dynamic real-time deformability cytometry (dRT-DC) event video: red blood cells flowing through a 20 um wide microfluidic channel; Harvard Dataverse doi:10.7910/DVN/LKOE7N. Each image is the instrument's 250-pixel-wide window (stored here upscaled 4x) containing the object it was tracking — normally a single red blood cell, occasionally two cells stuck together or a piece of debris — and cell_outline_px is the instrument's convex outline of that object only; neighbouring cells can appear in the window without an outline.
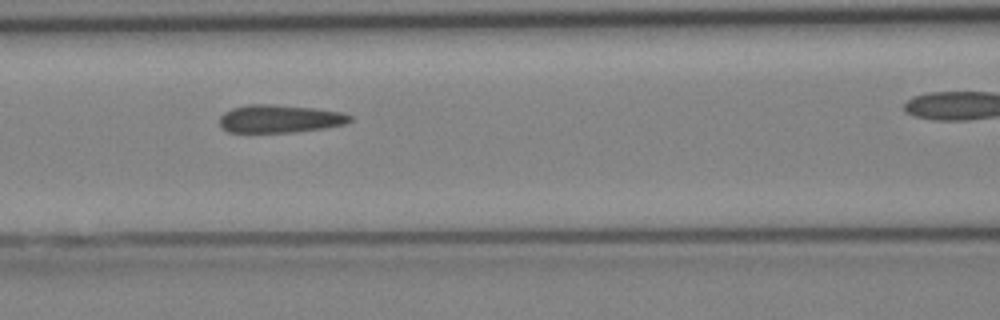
{"species": "Egyptian fruit bat (a non-hibernating species)", "species_latin": "Rousettus aegyptiacus", "temperature_condition": "cold", "stored_images_in_passage": 19, "camera_frame_rate_fps": 3000, "um_per_image_px": 0.085, "animal": {"sex": "female"}, "frame": {"image": 1, "passage_image": 6, "time_ms": 1.667, "image_size_px": [1000, 320], "cell_outline_px": [[352, 120], [348, 124], [324, 128], [296, 132], [228, 132], [220, 124], [220, 116], [224, 112], [232, 108], [248, 104], [272, 104], [312, 108], [344, 112], [352, 116]], "centroid_in_image_um": [23.82, 10.09], "position_along_channel_um": 142.8, "area_um2": 21.33}}
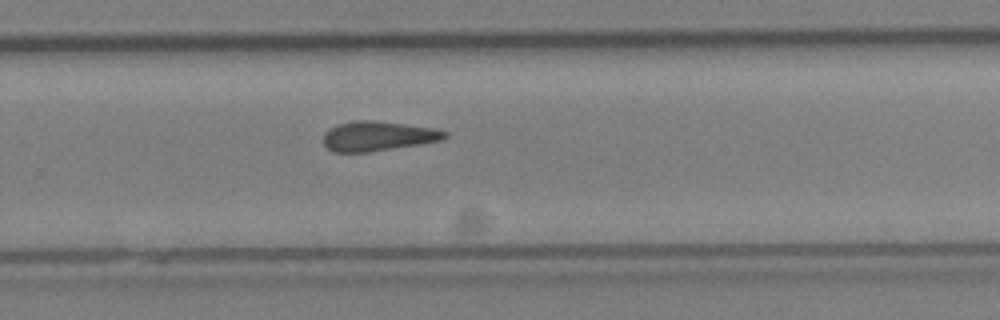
{"frame": {"image": 2, "passage_image": 14, "time_ms": 4.333, "image_size_px": [1000, 320], "cell_outline_px": [[448, 136], [444, 140], [368, 152], [332, 152], [324, 144], [324, 132], [336, 124], [356, 120], [372, 120], [432, 128], [448, 132]], "centroid_in_image_um": [32.1, 11.57], "position_along_channel_um": 297.7, "area_um2": 20.87}}
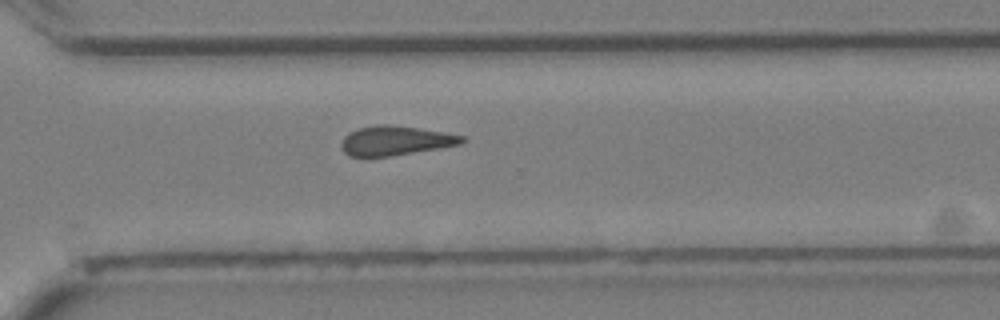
{"frame": {"image": 3, "passage_image": 16, "time_ms": 5.0, "image_size_px": [1000, 320], "cell_outline_px": [[468, 140], [464, 144], [392, 156], [348, 156], [344, 152], [340, 144], [344, 136], [348, 132], [360, 128], [380, 124], [388, 124], [444, 132], [464, 136]], "centroid_in_image_um": [33.64, 11.96], "position_along_channel_um": 337.0, "area_um2": 20.75}}